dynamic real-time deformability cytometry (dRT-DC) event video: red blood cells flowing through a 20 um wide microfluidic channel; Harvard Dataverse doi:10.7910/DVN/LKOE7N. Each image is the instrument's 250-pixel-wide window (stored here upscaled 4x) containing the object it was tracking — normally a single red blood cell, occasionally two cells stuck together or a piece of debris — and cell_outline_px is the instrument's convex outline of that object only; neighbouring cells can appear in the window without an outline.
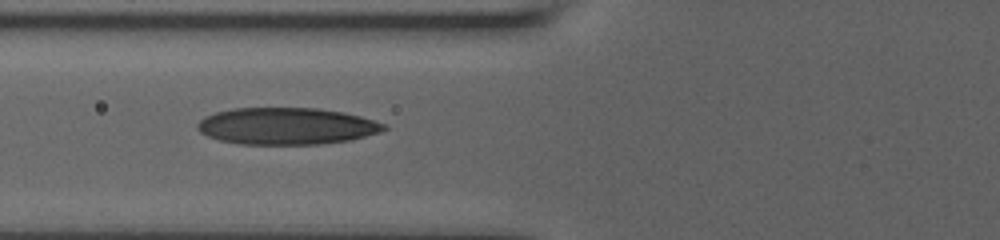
{"species": "human", "species_latin": "Homo sapiens", "temperature_condition": "room temperature", "stored_images_in_passage": 4, "camera_frame_rate_fps": 3000, "um_per_image_px": 0.085, "donor": {"sex": "male"}, "frame": {"image": 1, "passage_image": 3, "time_ms": 1.0, "image_size_px": [1000, 240], "cell_outline_px": [[388, 128], [380, 132], [348, 140], [316, 144], [240, 144], [220, 140], [208, 136], [200, 132], [196, 128], [196, 124], [204, 116], [216, 112], [232, 108], [316, 108], [340, 112], [360, 116], [384, 124]], "centroid_in_image_um": [24.3, 10.71], "position_along_channel_um": 101.5, "area_um2": 39.77}}